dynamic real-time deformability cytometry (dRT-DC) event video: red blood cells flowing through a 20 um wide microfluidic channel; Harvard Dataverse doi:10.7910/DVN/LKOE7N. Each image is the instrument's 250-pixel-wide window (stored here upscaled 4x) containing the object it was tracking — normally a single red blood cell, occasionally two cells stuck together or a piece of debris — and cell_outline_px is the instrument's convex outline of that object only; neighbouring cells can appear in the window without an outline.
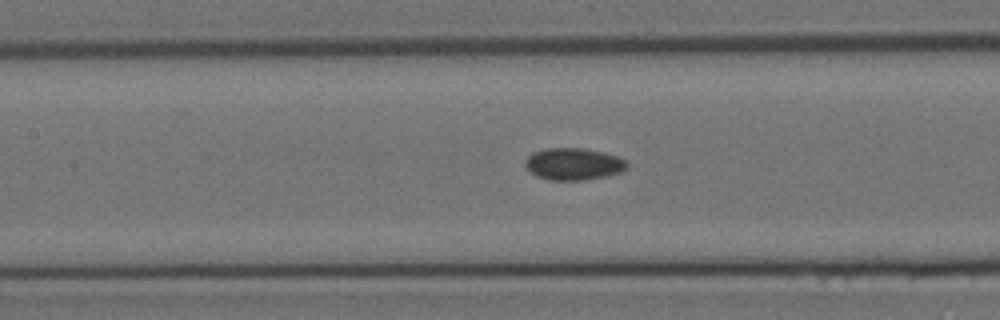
{"species": "Egyptian fruit bat (a non-hibernating species)", "species_latin": "Rousettus aegyptiacus", "temperature_condition": "room temperature", "stored_images_in_passage": 9, "segment_of_instrument_passage": [2, 2], "camera_frame_rate_fps": 3000, "um_per_image_px": 0.085, "animal": {"sex": "female"}, "frame": {"image": 1, "passage_image": 9, "time_ms": 2.667, "image_size_px": [1000, 320], "cell_outline_px": [[628, 168], [620, 172], [608, 176], [584, 180], [548, 180], [536, 176], [524, 164], [524, 160], [532, 152], [544, 148], [584, 148], [604, 152], [628, 160]], "centroid_in_image_um": [48.76, 13.93], "position_along_channel_um": 158.6, "area_um2": 19.25}}